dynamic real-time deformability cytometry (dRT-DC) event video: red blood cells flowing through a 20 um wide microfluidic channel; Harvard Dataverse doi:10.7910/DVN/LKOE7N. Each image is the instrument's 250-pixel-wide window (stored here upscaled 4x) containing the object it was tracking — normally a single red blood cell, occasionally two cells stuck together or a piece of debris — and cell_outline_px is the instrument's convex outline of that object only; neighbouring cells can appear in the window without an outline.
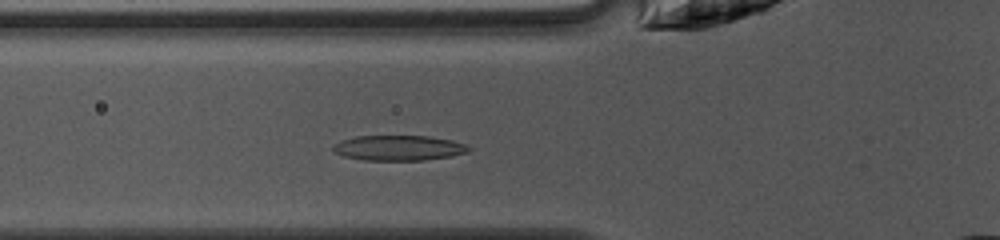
{"species": "common noctule bat (a hibernating species)", "species_latin": "Nyctalus noctula", "temperature_condition": "warm", "stored_images_in_passage": 30, "camera_frame_rate_fps": 3000, "um_per_image_px": 0.085, "animal": {"sex": "female", "body_mass_g": 10.0, "forearm_length_mm": 53.1}, "frame": {"image": 1, "passage_image": 4, "time_ms": 1.0, "image_size_px": [1000, 240], "cell_outline_px": [[472, 148], [468, 152], [452, 156], [424, 160], [364, 160], [344, 156], [332, 152], [332, 144], [340, 140], [356, 136], [428, 136], [452, 140], [468, 144]], "centroid_in_image_um": [33.89, 12.57], "position_along_channel_um": 91.9, "area_um2": 20.17}}
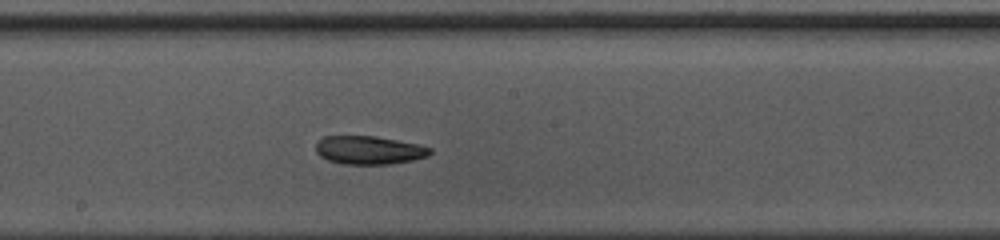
{"frame": {"image": 2, "passage_image": 13, "time_ms": 4.0, "image_size_px": [1000, 240], "cell_outline_px": [[432, 152], [428, 156], [412, 160], [388, 164], [344, 164], [328, 160], [320, 156], [316, 152], [316, 144], [324, 136], [376, 136], [420, 144], [432, 148]], "centroid_in_image_um": [31.39, 12.75], "position_along_channel_um": 216.8, "area_um2": 18.9}}
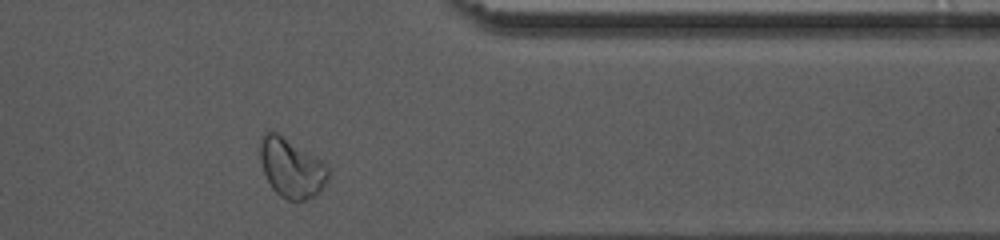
{"frame": {"image": 3, "passage_image": 26, "time_ms": 8.333, "image_size_px": [1000, 240], "cell_outline_px": [[328, 180], [320, 192], [316, 196], [304, 200], [288, 200], [280, 196], [272, 188], [264, 172], [260, 160], [260, 136], [268, 128], [272, 128], [320, 160], [328, 168]], "centroid_in_image_um": [24.74, 14.24], "position_along_channel_um": 386.7, "area_um2": 23.64}}